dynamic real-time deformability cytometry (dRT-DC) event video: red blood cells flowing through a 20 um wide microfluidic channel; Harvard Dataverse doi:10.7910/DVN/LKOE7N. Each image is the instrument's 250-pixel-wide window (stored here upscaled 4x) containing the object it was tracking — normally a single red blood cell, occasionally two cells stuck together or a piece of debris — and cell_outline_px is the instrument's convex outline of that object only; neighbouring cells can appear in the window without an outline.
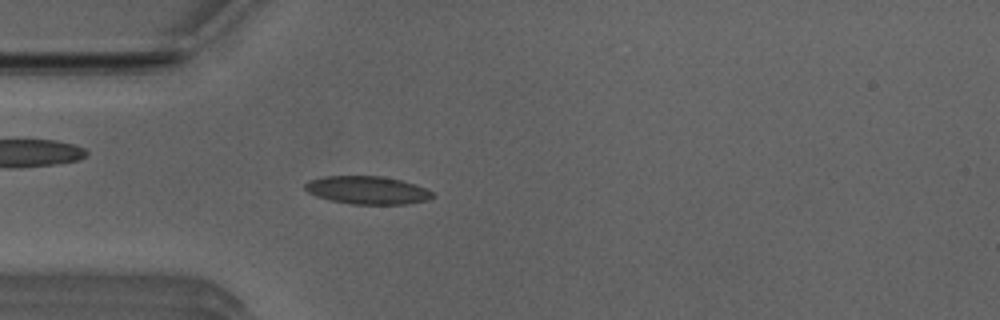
{"species": "Egyptian fruit bat (a non-hibernating species)", "species_latin": "Rousettus aegyptiacus", "temperature_condition": "room temperature", "stored_images_in_passage": 50, "camera_frame_rate_fps": 3000, "um_per_image_px": 0.085, "animal": {"sex": "male"}, "frame": {"image": 1, "passage_image": 15, "time_ms": 4.667, "image_size_px": [1000, 320], "cell_outline_px": [[436, 196], [428, 200], [408, 204], [352, 204], [328, 200], [316, 196], [308, 192], [304, 188], [304, 184], [308, 180], [324, 176], [380, 176], [400, 180], [416, 184], [436, 192]], "centroid_in_image_um": [31.26, 16.17], "position_along_channel_um": 53.7, "area_um2": 21.1}}
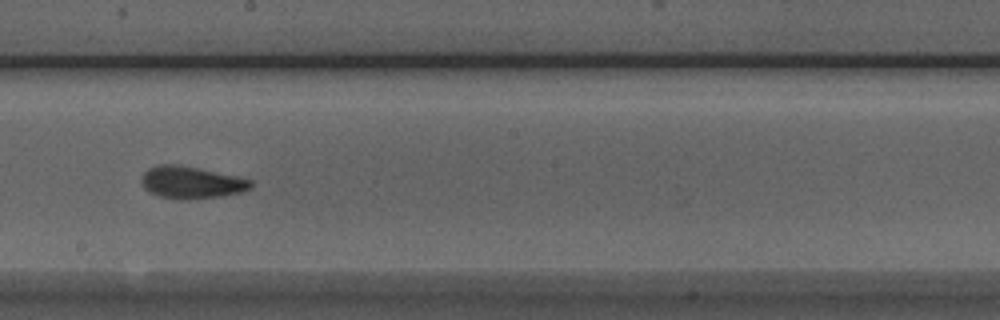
{"frame": {"image": 2, "passage_image": 29, "time_ms": 9.333, "image_size_px": [1000, 320], "cell_outline_px": [[252, 188], [244, 192], [220, 196], [180, 200], [176, 200], [160, 196], [148, 192], [144, 188], [140, 180], [140, 176], [148, 168], [156, 164], [180, 164], [240, 176], [252, 180]], "centroid_in_image_um": [16.25, 15.49], "position_along_channel_um": 231.9, "area_um2": 21.04}}
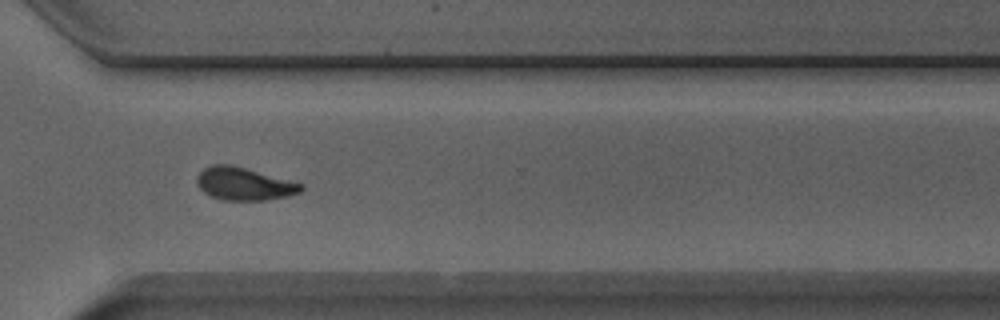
{"frame": {"image": 3, "passage_image": 38, "time_ms": 12.333, "image_size_px": [1000, 320], "cell_outline_px": [[304, 188], [300, 192], [288, 196], [268, 200], [224, 200], [208, 196], [200, 188], [196, 180], [196, 176], [204, 168], [212, 164], [232, 164], [304, 184]], "centroid_in_image_um": [20.74, 15.62], "position_along_channel_um": 349.9, "area_um2": 20.06}}